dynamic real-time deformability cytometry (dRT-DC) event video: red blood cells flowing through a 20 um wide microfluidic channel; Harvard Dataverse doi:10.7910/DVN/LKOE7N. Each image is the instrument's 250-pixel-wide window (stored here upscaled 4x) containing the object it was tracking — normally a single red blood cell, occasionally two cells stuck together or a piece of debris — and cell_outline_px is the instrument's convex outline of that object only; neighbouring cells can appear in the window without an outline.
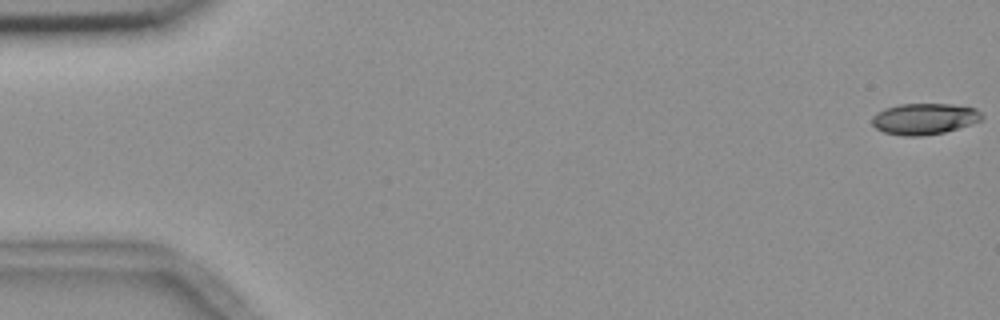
{"species": "common noctule bat (a hibernating species)", "species_latin": "Nyctalus noctula", "temperature_condition": "room temperature", "stored_images_in_passage": 12, "camera_frame_rate_fps": 3000, "um_per_image_px": 0.085, "animal": {"sex": "female", "body_mass_g": 18.4}, "frame": {"image": 1, "passage_image": 1, "time_ms": 0.0, "image_size_px": [1000, 320], "cell_outline_px": [[984, 116], [980, 120], [972, 124], [944, 132], [920, 136], [904, 136], [884, 132], [876, 128], [872, 124], [872, 116], [876, 112], [884, 108], [900, 104], [952, 104], [976, 108]], "centroid_in_image_um": [78.56, 10.09], "position_along_channel_um": 6.4, "area_um2": 20.0}}